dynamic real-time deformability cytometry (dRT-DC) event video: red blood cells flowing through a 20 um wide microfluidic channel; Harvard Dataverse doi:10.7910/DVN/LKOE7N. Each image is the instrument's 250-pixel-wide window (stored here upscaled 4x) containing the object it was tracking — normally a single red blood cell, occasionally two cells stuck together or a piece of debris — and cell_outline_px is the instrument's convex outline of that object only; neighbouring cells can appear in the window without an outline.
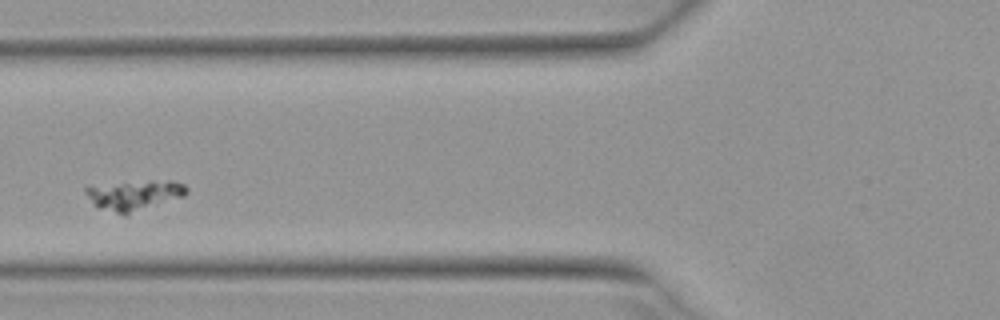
{"species": "Egyptian fruit bat (a non-hibernating species)", "species_latin": "Rousettus aegyptiacus", "temperature_condition": "warm", "stored_images_in_passage": 3, "camera_frame_rate_fps": 3000, "um_per_image_px": 0.085, "animal": {"sex": "female"}, "frame": {"image": 1, "passage_image": 3, "time_ms": 0.667, "image_size_px": [1000, 320], "cell_outline_px": [[188, 192], [184, 196], [128, 216], [124, 216], [96, 208], [92, 204], [84, 192], [84, 188], [88, 184], [148, 180], [172, 180], [184, 184], [188, 188]], "centroid_in_image_um": [11.35, 16.59], "position_along_channel_um": 114.4, "area_um2": 18.84}}